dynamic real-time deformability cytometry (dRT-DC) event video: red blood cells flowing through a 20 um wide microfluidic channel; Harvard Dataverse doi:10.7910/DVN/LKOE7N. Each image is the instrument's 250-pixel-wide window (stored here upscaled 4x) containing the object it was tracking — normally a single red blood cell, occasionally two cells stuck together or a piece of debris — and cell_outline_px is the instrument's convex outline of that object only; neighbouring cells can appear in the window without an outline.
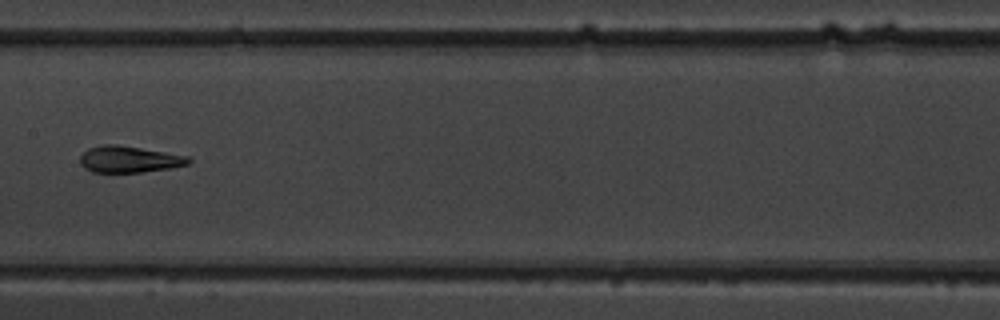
{"species": "common noctule bat (a hibernating species)", "species_latin": "Nyctalus noctula", "temperature_condition": "warm", "stored_images_in_passage": 15, "segment_of_instrument_passage": [1, 2], "camera_frame_rate_fps": 3000, "um_per_image_px": 0.085, "animal": {"sex": "male", "body_mass_g": 19.5, "forearm_length_mm": 54.6}, "frame": {"image": 1, "passage_image": 7, "time_ms": 7.333, "image_size_px": [1000, 320], "cell_outline_px": [[192, 160], [188, 164], [172, 168], [144, 172], [92, 172], [84, 168], [80, 164], [80, 156], [88, 148], [104, 144], [116, 144], [188, 156]], "centroid_in_image_um": [10.96, 13.55], "position_along_channel_um": 196.4, "area_um2": 16.76}}
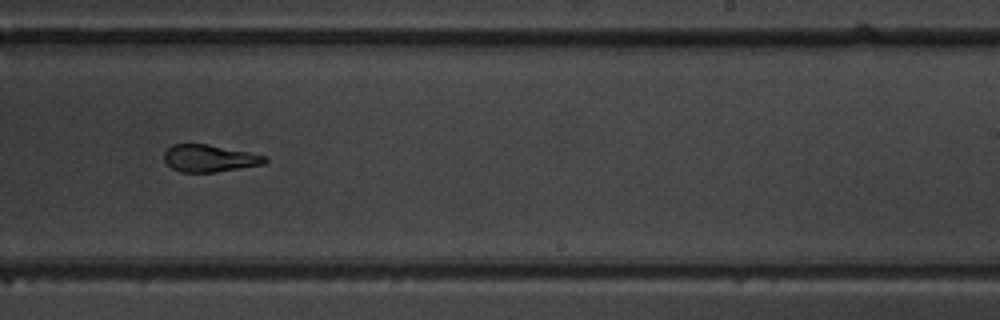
{"frame": {"image": 2, "passage_image": 9, "time_ms": 9.333, "image_size_px": [1000, 320], "cell_outline_px": [[268, 160], [264, 164], [216, 172], [180, 172], [172, 168], [164, 160], [164, 152], [172, 144], [208, 144], [248, 152], [264, 156]], "centroid_in_image_um": [17.78, 13.45], "position_along_channel_um": 271.2, "area_um2": 15.84}}
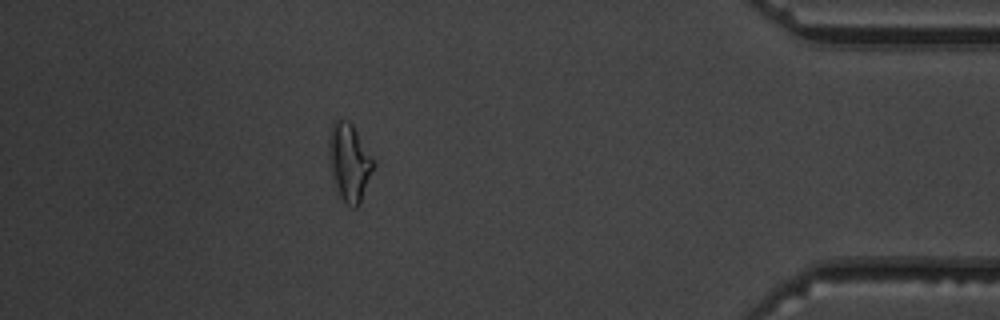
{"frame": {"image": 3, "passage_image": 13, "time_ms": 14.0, "image_size_px": [1000, 320], "cell_outline_px": [[376, 164], [360, 204], [356, 208], [352, 208], [344, 204], [336, 192], [332, 180], [328, 156], [328, 136], [332, 124], [336, 120], [348, 120], [352, 124], [376, 160]], "centroid_in_image_um": [29.69, 13.83], "position_along_channel_um": 405.5, "area_um2": 20.98}}